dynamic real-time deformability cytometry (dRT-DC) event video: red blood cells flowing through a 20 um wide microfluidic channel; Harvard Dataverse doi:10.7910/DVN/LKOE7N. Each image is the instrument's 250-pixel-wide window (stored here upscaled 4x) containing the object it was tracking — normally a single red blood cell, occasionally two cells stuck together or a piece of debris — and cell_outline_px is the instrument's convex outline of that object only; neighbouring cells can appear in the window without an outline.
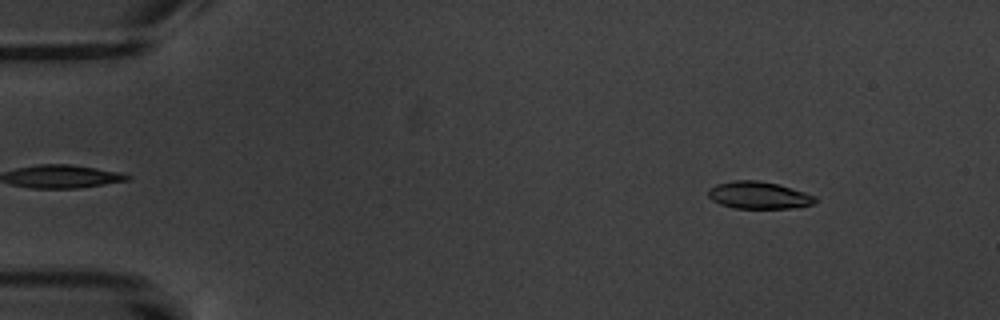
{"species": "common noctule bat (a hibernating species)", "species_latin": "Nyctalus noctula", "temperature_condition": "warm", "stored_images_in_passage": 5, "camera_frame_rate_fps": 3000, "um_per_image_px": 0.085, "animal": {"sex": "male", "body_mass_g": 20.1, "forearm_length_mm": 53.5}, "frame": {"image": 1, "passage_image": 1, "time_ms": 0.0, "image_size_px": [1000, 320], "cell_outline_px": [[816, 200], [812, 204], [792, 208], [736, 208], [720, 204], [712, 200], [708, 196], [708, 188], [716, 184], [732, 180], [756, 180], [776, 184], [804, 192], [816, 196]], "centroid_in_image_um": [64.44, 16.59], "position_along_channel_um": 20.6, "area_um2": 16.82}}
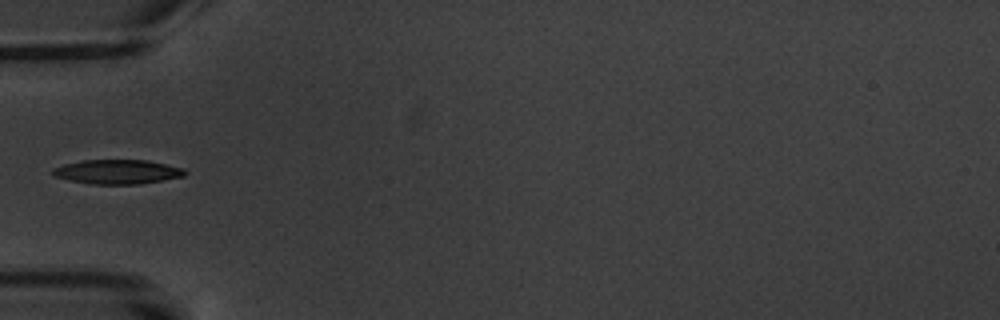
{"frame": {"image": 2, "passage_image": 4, "time_ms": 4.333, "image_size_px": [1000, 320], "cell_outline_px": [[188, 172], [184, 176], [140, 184], [92, 184], [72, 180], [56, 176], [52, 172], [52, 168], [64, 164], [84, 160], [148, 160], [184, 168]], "centroid_in_image_um": [10.03, 14.59], "position_along_channel_um": 75.0, "area_um2": 18.61}}